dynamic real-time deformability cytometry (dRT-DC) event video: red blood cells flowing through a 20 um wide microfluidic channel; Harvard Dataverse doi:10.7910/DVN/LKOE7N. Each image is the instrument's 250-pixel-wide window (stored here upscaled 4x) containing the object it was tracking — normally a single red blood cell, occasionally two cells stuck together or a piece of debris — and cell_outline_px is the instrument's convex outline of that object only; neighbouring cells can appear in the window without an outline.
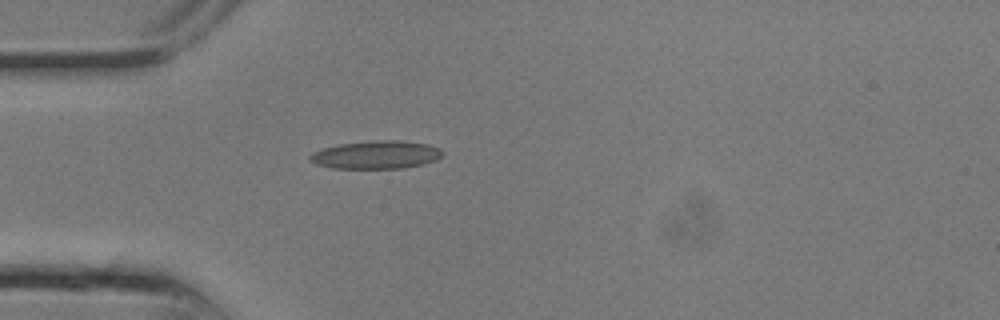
{"species": "common noctule bat (a hibernating species)", "species_latin": "Nyctalus noctula", "temperature_condition": "room temperature", "stored_images_in_passage": 18, "camera_frame_rate_fps": 3000, "um_per_image_px": 0.085, "animal": {"sex": "male", "body_mass_g": 13.3}, "frame": {"image": 1, "passage_image": 1, "time_ms": 0.0, "image_size_px": [1000, 320], "cell_outline_px": [[444, 156], [436, 160], [424, 164], [404, 168], [332, 168], [316, 164], [308, 160], [308, 156], [312, 152], [324, 148], [340, 144], [372, 140], [400, 140], [428, 144], [440, 148], [444, 152]], "centroid_in_image_um": [32.0, 13.15], "position_along_channel_um": 53.0, "area_um2": 21.91}}
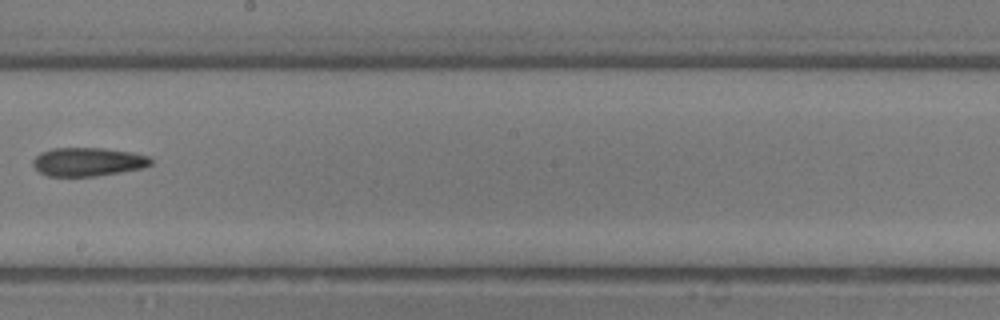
{"frame": {"image": 2, "passage_image": 8, "time_ms": 2.333, "image_size_px": [1000, 320], "cell_outline_px": [[152, 164], [144, 168], [96, 176], [48, 176], [40, 172], [32, 164], [32, 160], [40, 152], [52, 148], [104, 148], [132, 152], [148, 156], [152, 160]], "centroid_in_image_um": [7.48, 13.75], "position_along_channel_um": 240.7, "area_um2": 19.71}}
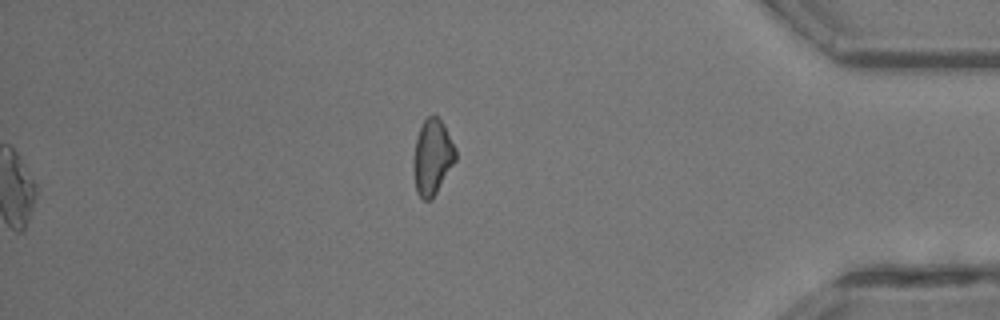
{"frame": {"image": 3, "passage_image": 15, "time_ms": 4.667, "image_size_px": [1000, 320], "cell_outline_px": [[456, 160], [432, 200], [424, 200], [416, 192], [412, 168], [412, 160], [416, 136], [424, 120], [428, 116], [436, 116], [444, 124], [456, 148]], "centroid_in_image_um": [36.73, 13.37], "position_along_channel_um": 398.5, "area_um2": 18.79}}